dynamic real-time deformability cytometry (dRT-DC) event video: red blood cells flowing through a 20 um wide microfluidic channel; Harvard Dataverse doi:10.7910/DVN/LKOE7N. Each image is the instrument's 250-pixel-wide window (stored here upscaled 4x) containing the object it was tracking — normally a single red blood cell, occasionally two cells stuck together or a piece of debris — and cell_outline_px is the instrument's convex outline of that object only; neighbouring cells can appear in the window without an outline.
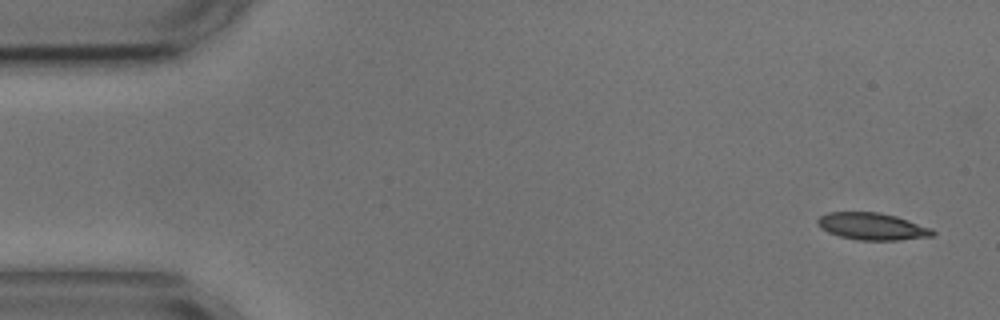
{"species": "common noctule bat (a hibernating species)", "species_latin": "Nyctalus noctula", "temperature_condition": "cold", "stored_images_in_passage": 5, "camera_frame_rate_fps": 3000, "um_per_image_px": 0.085, "animal": {"sex": "male", "body_mass_g": 17.9, "forearm_length_mm": 54.2}, "frame": {"image": 1, "passage_image": 1, "time_ms": 0.0, "image_size_px": [1000, 320], "cell_outline_px": [[936, 232], [932, 236], [900, 240], [856, 240], [840, 236], [828, 232], [820, 228], [816, 224], [816, 220], [820, 216], [828, 212], [876, 212], [896, 216], [932, 228]], "centroid_in_image_um": [74.11, 19.24], "position_along_channel_um": 10.9, "area_um2": 18.21}}
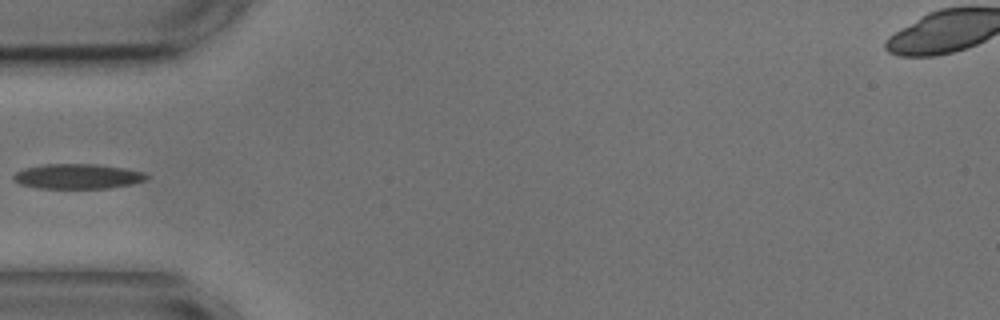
{"frame": {"image": 2, "passage_image": 4, "time_ms": 5.0, "image_size_px": [1000, 320], "cell_outline_px": [[152, 176], [144, 180], [132, 184], [108, 188], [36, 188], [20, 184], [12, 180], [12, 176], [16, 172], [24, 168], [44, 164], [100, 164], [124, 168], [144, 172]], "centroid_in_image_um": [6.6, 14.98], "position_along_channel_um": 78.4, "area_um2": 19.54}}